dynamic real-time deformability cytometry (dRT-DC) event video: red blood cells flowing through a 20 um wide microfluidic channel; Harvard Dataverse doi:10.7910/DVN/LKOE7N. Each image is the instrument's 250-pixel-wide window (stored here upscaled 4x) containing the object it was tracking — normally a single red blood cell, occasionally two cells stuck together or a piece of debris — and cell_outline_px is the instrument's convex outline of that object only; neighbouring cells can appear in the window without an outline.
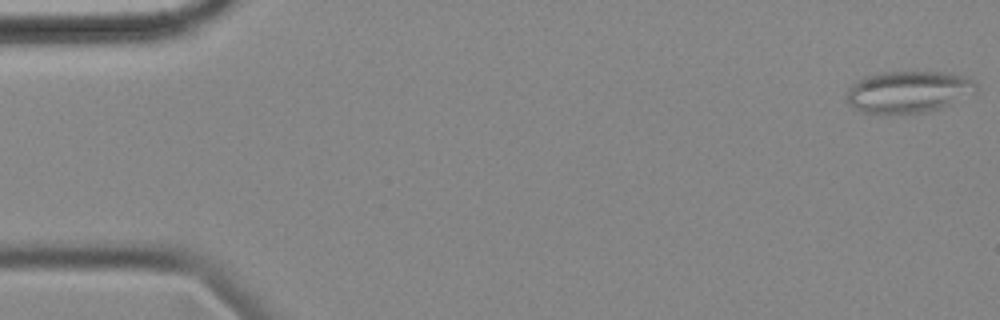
{"species": "common noctule bat (a hibernating species)", "species_latin": "Nyctalus noctula", "temperature_condition": "cold", "stored_images_in_passage": 56, "camera_frame_rate_fps": 3000, "um_per_image_px": 0.085, "animal": {"sex": "female", "body_mass_g": 18.4}, "frame": {"image": 1, "passage_image": 1, "time_ms": 0.0, "image_size_px": [1000, 320], "cell_outline_px": [[976, 92], [940, 108], [924, 112], [864, 112], [848, 104], [848, 88], [852, 84], [864, 76], [880, 72], [952, 72], [964, 76], [972, 80], [976, 84]], "centroid_in_image_um": [77.23, 7.77], "position_along_channel_um": 7.8, "area_um2": 31.04}}
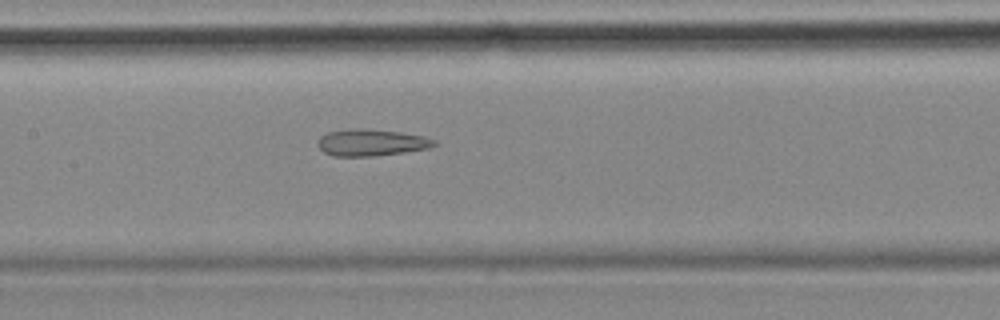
{"frame": {"image": 2, "passage_image": 26, "time_ms": 8.333, "image_size_px": [1000, 320], "cell_outline_px": [[436, 144], [428, 148], [404, 152], [372, 156], [336, 156], [324, 152], [316, 144], [316, 140], [320, 136], [328, 132], [356, 128], [364, 128], [400, 132], [424, 136], [436, 140]], "centroid_in_image_um": [31.53, 12.11], "position_along_channel_um": 175.9, "area_um2": 18.09}}
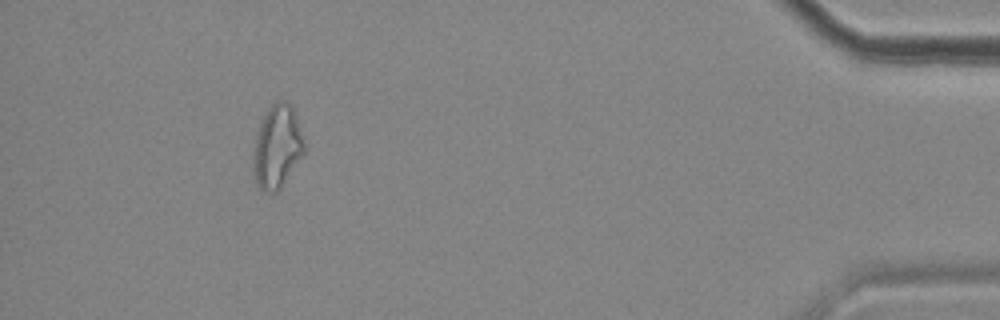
{"frame": {"image": 3, "passage_image": 51, "time_ms": 16.667, "image_size_px": [1000, 320], "cell_outline_px": [[304, 152], [280, 188], [276, 192], [272, 192], [260, 188], [256, 184], [252, 164], [252, 152], [256, 132], [268, 108], [276, 100], [284, 100], [292, 108], [304, 144]], "centroid_in_image_um": [23.5, 12.48], "position_along_channel_um": 411.7, "area_um2": 24.16}, "authors_computed_cell_mechanics": {"area_um2": 22.1085, "velocity_mm_per_s": 3.5801, "shape_relaxation_time_tau1_ms": null, "shape_relaxation_time_tau2_ms": 5.146, "deformation_change_tau1": null, "deformation_change_tau2": 0.1548}}